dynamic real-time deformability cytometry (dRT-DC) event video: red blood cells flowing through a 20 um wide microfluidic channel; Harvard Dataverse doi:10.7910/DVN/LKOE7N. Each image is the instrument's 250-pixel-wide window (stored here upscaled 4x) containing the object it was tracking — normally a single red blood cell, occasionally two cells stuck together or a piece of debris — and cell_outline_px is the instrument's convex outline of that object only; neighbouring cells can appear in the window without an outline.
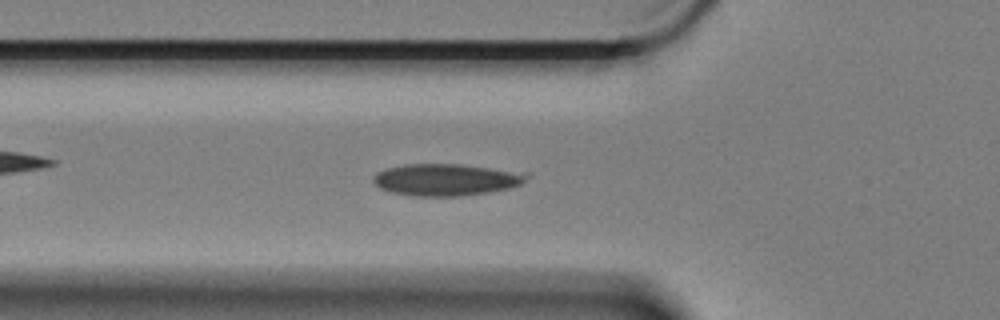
{"species": "Egyptian fruit bat (a non-hibernating species)", "species_latin": "Rousettus aegyptiacus", "temperature_condition": "cold", "stored_images_in_passage": 44, "camera_frame_rate_fps": 3000, "um_per_image_px": 0.085, "animal": {"sex": "female"}, "frame": {"image": 1, "passage_image": 6, "time_ms": 1.667, "image_size_px": [1000, 320], "cell_outline_px": [[528, 176], [520, 184], [508, 188], [488, 192], [460, 196], [412, 196], [388, 192], [380, 188], [372, 180], [376, 172], [388, 168], [404, 164], [460, 164], [528, 172]], "centroid_in_image_um": [37.9, 15.27], "position_along_channel_um": 87.9, "area_um2": 28.55}}
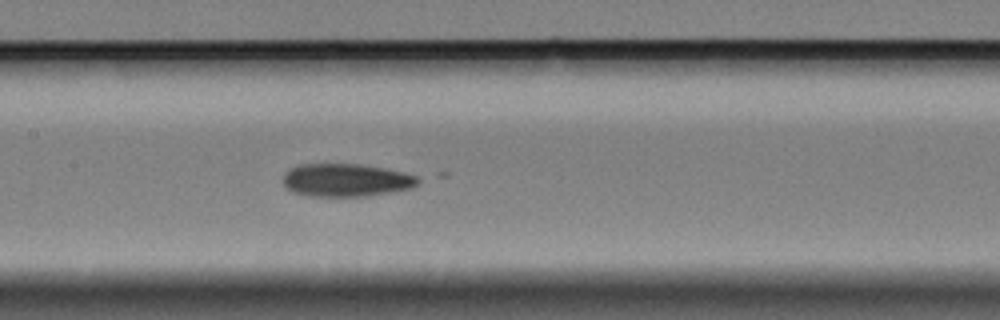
{"frame": {"image": 2, "passage_image": 14, "time_ms": 4.333, "image_size_px": [1000, 320], "cell_outline_px": [[420, 180], [412, 188], [368, 196], [308, 196], [292, 192], [284, 184], [284, 172], [288, 168], [300, 164], [360, 164], [384, 168], [404, 172], [416, 176]], "centroid_in_image_um": [29.39, 15.31], "position_along_channel_um": 178.0, "area_um2": 25.95}}
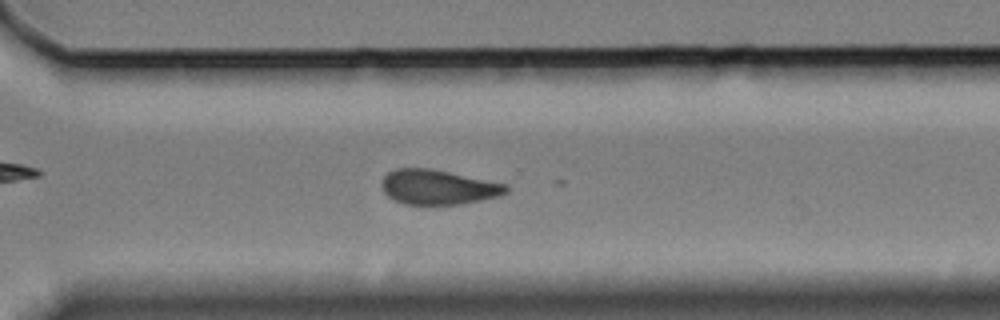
{"frame": {"image": 3, "passage_image": 28, "time_ms": 9.0, "image_size_px": [1000, 320], "cell_outline_px": [[508, 192], [500, 196], [464, 204], [404, 204], [388, 196], [384, 192], [380, 184], [384, 176], [388, 172], [396, 168], [428, 168], [508, 184]], "centroid_in_image_um": [37.25, 15.91], "position_along_channel_um": 333.4, "area_um2": 25.2}}